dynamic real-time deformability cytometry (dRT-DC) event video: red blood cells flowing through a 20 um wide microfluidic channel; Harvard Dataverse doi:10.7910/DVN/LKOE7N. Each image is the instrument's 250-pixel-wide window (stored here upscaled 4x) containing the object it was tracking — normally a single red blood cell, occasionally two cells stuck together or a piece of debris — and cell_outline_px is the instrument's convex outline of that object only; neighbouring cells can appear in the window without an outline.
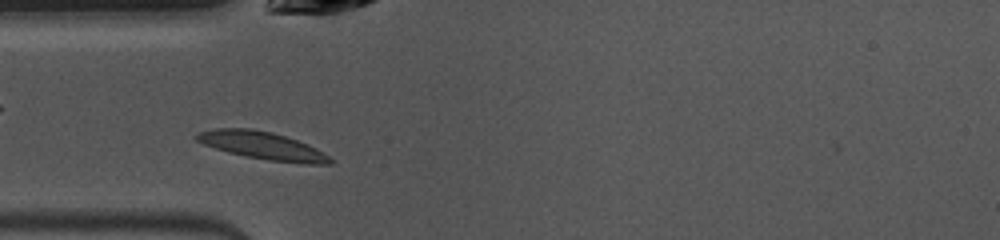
{"species": "common noctule bat (a hibernating species)", "species_latin": "Nyctalus noctula", "temperature_condition": "warm", "stored_images_in_passage": 39, "camera_frame_rate_fps": 3000, "um_per_image_px": 0.085, "animal": {"sex": "female", "body_mass_g": 10.0, "forearm_length_mm": 53.1}, "frame": {"image": 1, "passage_image": 2, "time_ms": 0.333, "image_size_px": [1000, 240], "cell_outline_px": [[332, 164], [300, 164], [268, 160], [228, 152], [204, 144], [196, 140], [192, 136], [200, 132], [216, 128], [252, 128], [272, 132], [308, 144], [316, 148], [328, 156], [332, 160]], "centroid_in_image_um": [22.31, 12.37], "position_along_channel_um": 62.7, "area_um2": 21.39}}
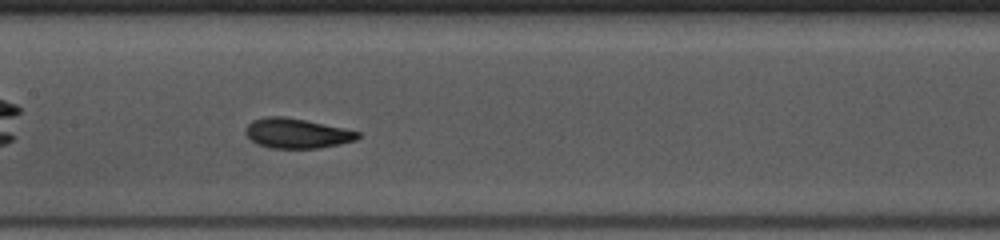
{"frame": {"image": 2, "passage_image": 11, "time_ms": 3.333, "image_size_px": [1000, 240], "cell_outline_px": [[360, 136], [356, 140], [340, 144], [320, 148], [272, 148], [256, 144], [244, 132], [244, 128], [252, 120], [264, 116], [284, 116], [344, 128], [360, 132]], "centroid_in_image_um": [25.2, 11.33], "position_along_channel_um": 182.2, "area_um2": 19.59}}
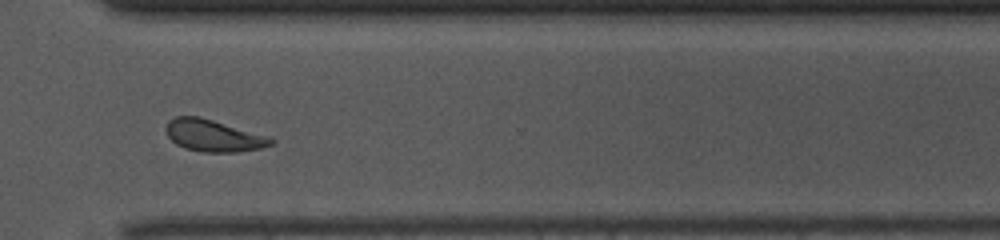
{"frame": {"image": 3, "passage_image": 24, "time_ms": 7.667, "image_size_px": [1000, 240], "cell_outline_px": [[276, 140], [272, 144], [260, 148], [236, 152], [200, 152], [184, 148], [176, 144], [168, 136], [164, 128], [168, 120], [176, 116], [196, 116], [212, 120], [268, 136]], "centroid_in_image_um": [18.1, 11.53], "position_along_channel_um": 352.5, "area_um2": 19.42}, "authors_computed_cell_mechanics": {"area_um2": 19.4786, "velocity_mm_per_s": 3.9415, "shape_relaxation_time_tau1_ms": 2.2975, "shape_relaxation_time_tau2_ms": 1.9182, "deformation_change_tau1": 0.1383, "deformation_change_tau2": 0.0616}}